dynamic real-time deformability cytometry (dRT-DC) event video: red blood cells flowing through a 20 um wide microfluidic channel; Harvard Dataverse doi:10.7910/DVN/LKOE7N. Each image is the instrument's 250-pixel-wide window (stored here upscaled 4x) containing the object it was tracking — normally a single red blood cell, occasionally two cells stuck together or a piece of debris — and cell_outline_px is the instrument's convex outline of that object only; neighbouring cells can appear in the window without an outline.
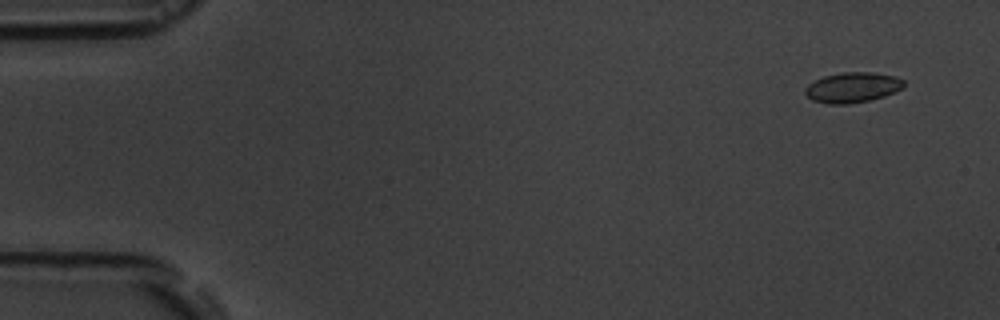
{"species": "common noctule bat (a hibernating species)", "species_latin": "Nyctalus noctula", "temperature_condition": "room temperature", "stored_images_in_passage": 5, "camera_frame_rate_fps": 3000, "um_per_image_px": 0.085, "animal": {"sex": "male", "body_mass_g": 19.5, "forearm_length_mm": 54.6}, "frame": {"image": 1, "passage_image": 1, "time_ms": 0.0, "image_size_px": [1000, 320], "cell_outline_px": [[904, 88], [884, 96], [868, 100], [848, 104], [828, 104], [812, 100], [804, 92], [804, 88], [808, 84], [824, 76], [844, 72], [872, 72], [896, 76], [904, 80]], "centroid_in_image_um": [72.47, 7.43], "position_along_channel_um": 12.5, "area_um2": 17.4}}